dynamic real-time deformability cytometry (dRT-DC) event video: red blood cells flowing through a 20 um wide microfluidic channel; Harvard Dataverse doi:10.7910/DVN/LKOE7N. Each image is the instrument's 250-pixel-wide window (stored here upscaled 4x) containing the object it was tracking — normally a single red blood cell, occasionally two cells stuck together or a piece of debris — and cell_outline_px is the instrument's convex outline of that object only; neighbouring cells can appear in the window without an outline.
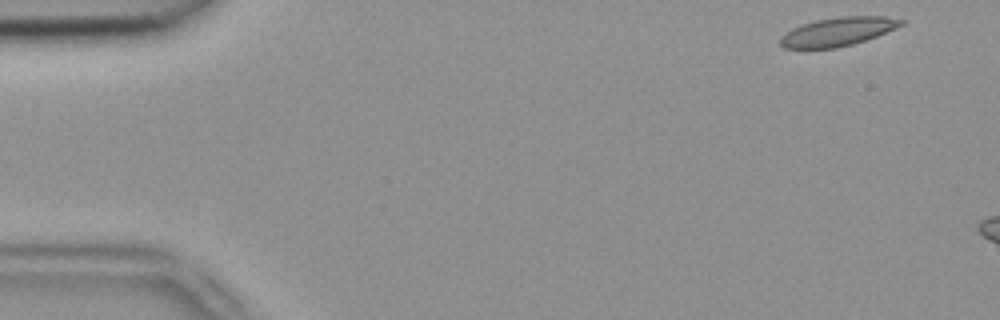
{"species": "common noctule bat (a hibernating species)", "species_latin": "Nyctalus noctula", "temperature_condition": "room temperature", "stored_images_in_passage": 10, "camera_frame_rate_fps": 3000, "um_per_image_px": 0.085, "animal": {"sex": "female", "body_mass_g": 18.4}, "frame": {"image": 1, "passage_image": 1, "time_ms": 0.0, "image_size_px": [1000, 320], "cell_outline_px": [[908, 20], [904, 24], [896, 28], [876, 36], [852, 44], [836, 48], [784, 48], [780, 44], [780, 36], [792, 28], [800, 24], [816, 20], [840, 16], [884, 16]], "centroid_in_image_um": [71.23, 2.67], "position_along_channel_um": 13.8, "area_um2": 20.23}}